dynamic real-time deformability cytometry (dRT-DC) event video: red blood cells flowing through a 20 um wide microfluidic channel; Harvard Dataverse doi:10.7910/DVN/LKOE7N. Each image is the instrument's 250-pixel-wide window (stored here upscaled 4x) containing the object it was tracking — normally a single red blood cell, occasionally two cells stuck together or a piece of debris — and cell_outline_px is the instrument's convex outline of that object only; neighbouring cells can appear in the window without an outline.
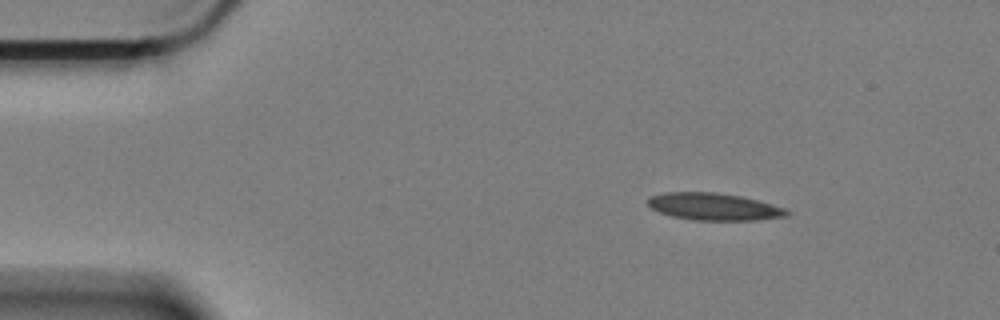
{"species": "Egyptian fruit bat (a non-hibernating species)", "species_latin": "Rousettus aegyptiacus", "temperature_condition": "cold", "stored_images_in_passage": 6, "camera_frame_rate_fps": 3000, "um_per_image_px": 0.085, "animal": {"sex": "female"}, "frame": {"image": 1, "passage_image": 1, "time_ms": 0.0, "image_size_px": [1000, 320], "cell_outline_px": [[792, 212], [788, 216], [756, 220], [696, 220], [672, 216], [660, 212], [652, 208], [648, 204], [648, 196], [664, 192], [712, 192], [740, 196], [772, 204], [784, 208]], "centroid_in_image_um": [60.68, 17.56], "position_along_channel_um": 24.3, "area_um2": 21.91}}